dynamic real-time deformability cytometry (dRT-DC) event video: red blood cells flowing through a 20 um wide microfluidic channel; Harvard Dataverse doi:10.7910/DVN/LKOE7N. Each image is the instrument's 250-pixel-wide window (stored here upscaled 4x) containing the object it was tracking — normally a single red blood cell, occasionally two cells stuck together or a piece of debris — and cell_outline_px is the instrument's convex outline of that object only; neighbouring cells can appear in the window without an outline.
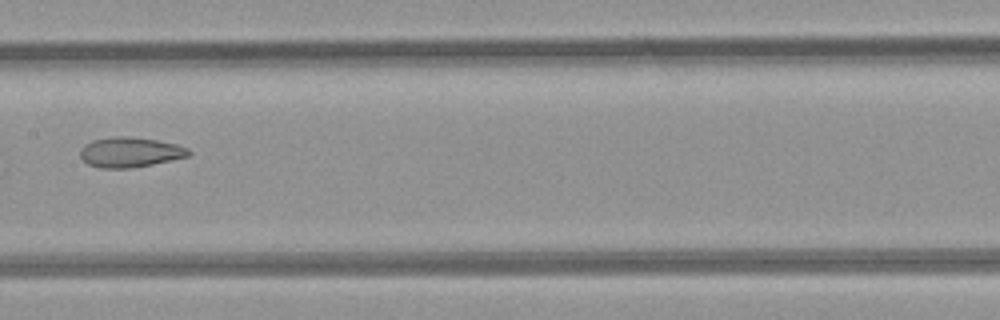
{"species": "common noctule bat (a hibernating species)", "species_latin": "Nyctalus noctula", "temperature_condition": "room temperature", "stored_images_in_passage": 4, "camera_frame_rate_fps": 3000, "um_per_image_px": 0.085, "animal": {"sex": "female", "body_mass_g": 21.9}, "frame": {"image": 1, "passage_image": 4, "time_ms": 3.667, "image_size_px": [1000, 320], "cell_outline_px": [[192, 152], [188, 156], [172, 160], [132, 168], [100, 168], [88, 164], [80, 156], [80, 148], [84, 144], [92, 140], [112, 136], [128, 136], [156, 140], [176, 144], [188, 148]], "centroid_in_image_um": [11.04, 12.93], "position_along_channel_um": 196.4, "area_um2": 19.07}}